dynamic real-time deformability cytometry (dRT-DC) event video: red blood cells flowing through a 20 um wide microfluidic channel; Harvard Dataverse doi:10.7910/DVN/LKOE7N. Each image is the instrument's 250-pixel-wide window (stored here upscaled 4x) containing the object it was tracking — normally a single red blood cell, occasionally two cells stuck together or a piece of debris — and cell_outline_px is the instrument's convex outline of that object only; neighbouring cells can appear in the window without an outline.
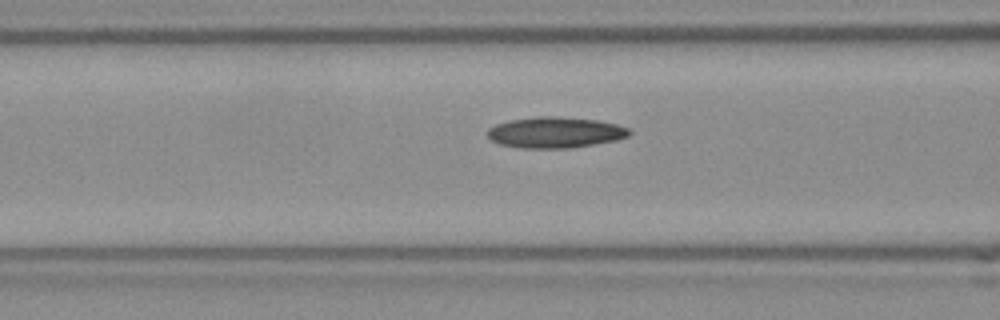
{"species": "Egyptian fruit bat (a non-hibernating species)", "species_latin": "Rousettus aegyptiacus", "temperature_condition": "room temperature", "stored_images_in_passage": 18, "camera_frame_rate_fps": 3000, "um_per_image_px": 0.085, "frame": {"image": 1, "passage_image": 16, "time_ms": 5.0, "image_size_px": [1000, 320], "cell_outline_px": [[632, 132], [628, 136], [616, 140], [568, 148], [520, 148], [500, 144], [492, 140], [488, 136], [488, 128], [496, 124], [512, 120], [536, 116], [560, 116], [596, 120], [616, 124], [628, 128]], "centroid_in_image_um": [47.19, 11.25], "position_along_channel_um": 119.4, "area_um2": 25.43}}